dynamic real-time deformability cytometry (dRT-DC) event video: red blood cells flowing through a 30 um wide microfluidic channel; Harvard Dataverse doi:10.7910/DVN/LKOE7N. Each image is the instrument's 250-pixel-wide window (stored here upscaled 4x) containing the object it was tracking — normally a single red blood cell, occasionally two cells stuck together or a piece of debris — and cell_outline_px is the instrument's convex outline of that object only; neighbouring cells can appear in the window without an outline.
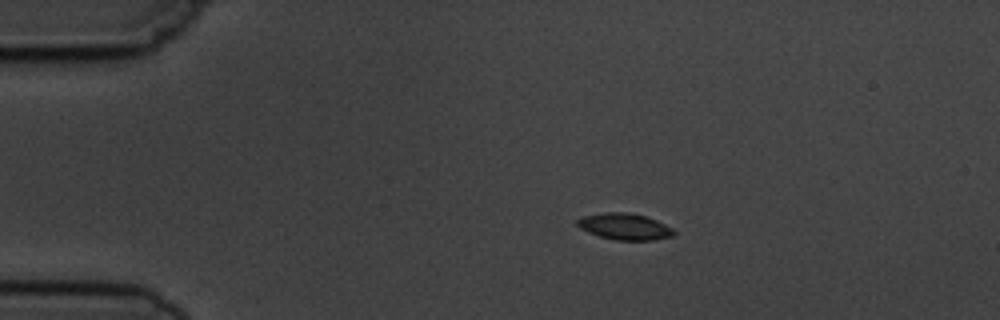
{"species": "common noctule bat (a hibernating species)", "species_latin": "Nyctalus noctula", "temperature_condition": "cold", "stored_images_in_passage": 4, "camera_frame_rate_fps": 3000, "um_per_image_px": 0.085, "animal": {"sex": "male", "body_mass_g": 19.5, "forearm_length_mm": 54.6}, "frame": {"image": 1, "passage_image": 2, "time_ms": 1.333, "image_size_px": [1000, 320], "cell_outline_px": [[676, 232], [672, 236], [652, 240], [616, 240], [600, 236], [588, 232], [580, 228], [576, 224], [576, 220], [584, 216], [608, 212], [632, 212], [656, 220], [672, 228]], "centroid_in_image_um": [53.09, 19.25], "position_along_channel_um": 31.9, "area_um2": 14.74}}
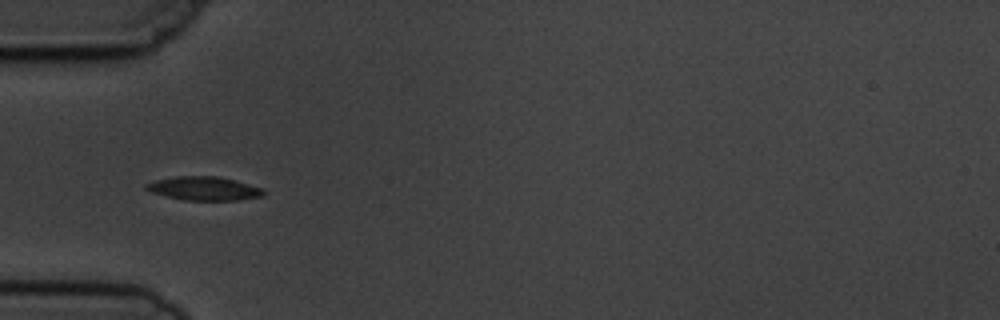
{"frame": {"image": 2, "passage_image": 4, "time_ms": 3.667, "image_size_px": [1000, 320], "cell_outline_px": [[268, 192], [264, 196], [236, 200], [184, 200], [152, 192], [144, 188], [144, 184], [156, 180], [176, 176], [216, 176], [264, 188]], "centroid_in_image_um": [17.37, 16.02], "position_along_channel_um": 67.6, "area_um2": 16.13}}